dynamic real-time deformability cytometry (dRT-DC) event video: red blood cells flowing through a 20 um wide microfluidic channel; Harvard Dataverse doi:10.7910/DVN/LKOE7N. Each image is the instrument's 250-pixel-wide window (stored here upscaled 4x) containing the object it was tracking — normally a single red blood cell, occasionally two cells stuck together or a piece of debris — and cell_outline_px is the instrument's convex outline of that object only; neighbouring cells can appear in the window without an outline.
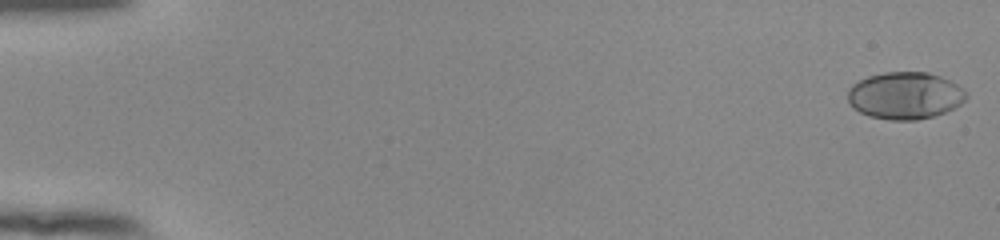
{"species": "human", "species_latin": "Homo sapiens", "temperature_condition": "room temperature", "stored_images_in_passage": 54, "camera_frame_rate_fps": 3000, "um_per_image_px": 0.085, "donor": {"sex": "female"}, "frame": {"image": 1, "passage_image": 1, "time_ms": 0.0, "image_size_px": [1000, 240], "cell_outline_px": [[968, 96], [960, 104], [944, 112], [932, 116], [916, 120], [888, 120], [868, 116], [852, 108], [848, 100], [848, 88], [852, 84], [868, 76], [884, 72], [928, 72], [940, 76], [964, 88]], "centroid_in_image_um": [76.9, 8.12], "position_along_channel_um": 8.1, "area_um2": 32.6}}
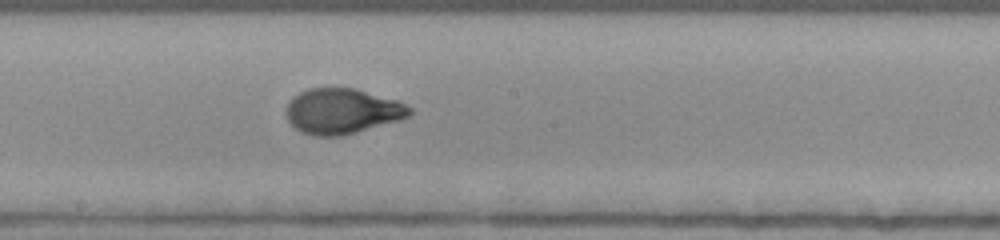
{"frame": {"image": 2, "passage_image": 31, "time_ms": 10.0, "image_size_px": [1000, 240], "cell_outline_px": [[412, 116], [400, 120], [356, 132], [340, 136], [312, 136], [300, 132], [288, 120], [288, 100], [300, 92], [308, 88], [356, 88], [396, 100], [412, 108]], "centroid_in_image_um": [29.11, 9.45], "position_along_channel_um": 219.1, "area_um2": 32.6}}
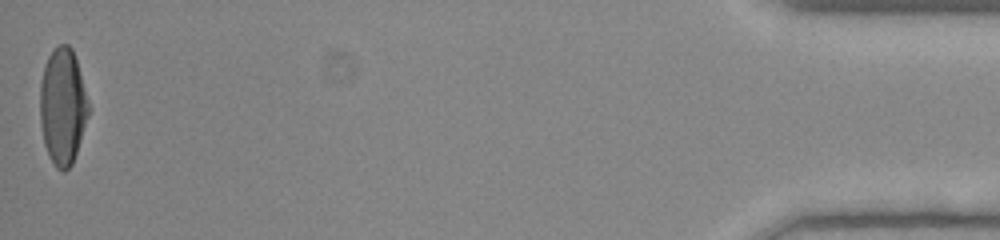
{"frame": {"image": 3, "passage_image": 54, "time_ms": 17.667, "image_size_px": [1000, 240], "cell_outline_px": [[88, 116], [72, 164], [64, 172], [56, 168], [44, 144], [40, 124], [40, 84], [44, 64], [48, 56], [60, 44], [68, 44], [72, 48], [76, 60], [88, 100]], "centroid_in_image_um": [5.31, 9.04], "position_along_channel_um": 429.9, "area_um2": 32.54}, "authors_computed_cell_mechanics": {"area_um2": 32.1368, "velocity_mm_per_s": 3.8932, "shape_relaxation_time_tau1_ms": 4.5998, "shape_relaxation_time_tau2_ms": null, "deformation_change_tau1": 0.2173, "deformation_change_tau2": null}}